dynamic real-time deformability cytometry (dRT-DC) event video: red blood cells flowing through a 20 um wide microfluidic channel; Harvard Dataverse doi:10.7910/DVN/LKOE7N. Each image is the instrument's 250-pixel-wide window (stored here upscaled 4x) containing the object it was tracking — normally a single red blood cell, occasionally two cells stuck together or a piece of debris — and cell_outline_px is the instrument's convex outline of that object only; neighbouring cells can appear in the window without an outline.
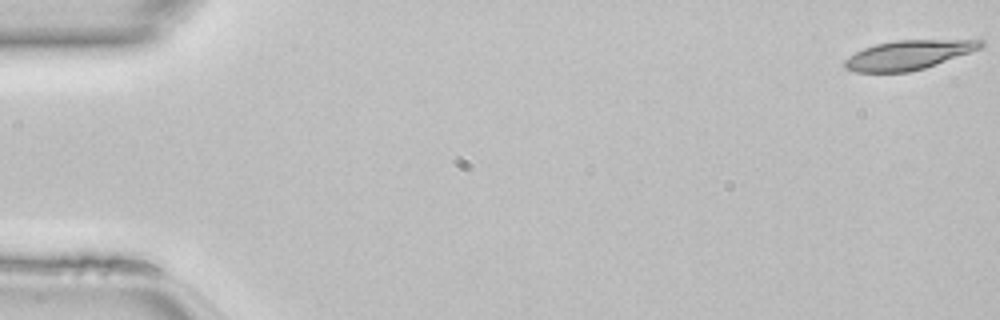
{"species": "common noctule bat (a hibernating species)", "species_latin": "Nyctalus noctula", "temperature_condition": "room temperature", "stored_images_in_passage": 48, "camera_frame_rate_fps": 3000, "um_per_image_px": 0.085, "animal": {"sex": "female", "body_mass_g": 22.7, "forearm_length_mm": 54.2}, "frame": {"image": 1, "passage_image": 1, "time_ms": 0.0, "image_size_px": [1000, 320], "cell_outline_px": [[984, 44], [980, 48], [924, 68], [908, 72], [856, 72], [844, 68], [844, 60], [848, 56], [864, 48], [876, 44], [896, 40], [984, 40]], "centroid_in_image_um": [77.15, 4.67], "position_along_channel_um": 7.8, "area_um2": 22.83}}
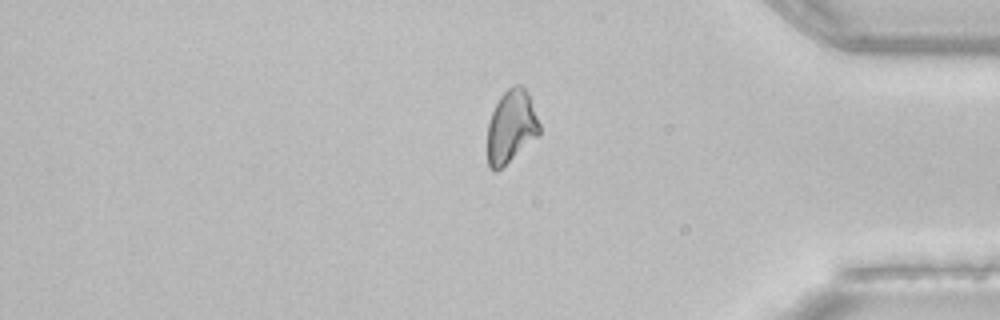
{"frame": {"image": 2, "passage_image": 40, "time_ms": 13.0, "image_size_px": [1000, 320], "cell_outline_px": [[540, 132], [536, 136], [496, 172], [492, 172], [488, 168], [488, 124], [492, 112], [500, 96], [508, 88], [516, 84], [520, 84], [524, 88], [528, 96], [540, 124]], "centroid_in_image_um": [43.41, 10.76], "position_along_channel_um": 391.8, "area_um2": 21.44}}
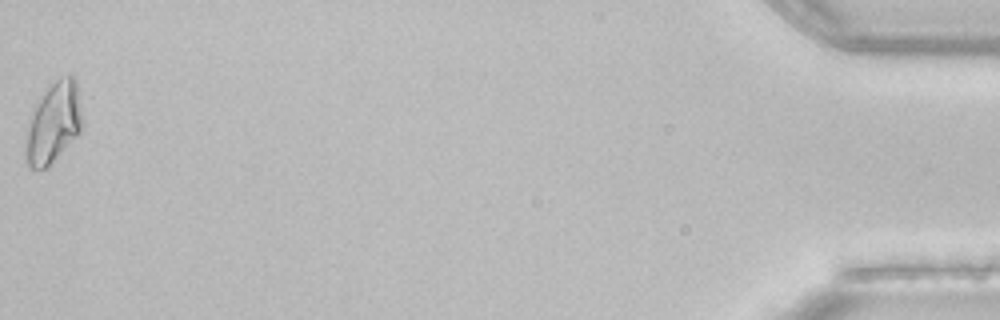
{"frame": {"image": 3, "passage_image": 48, "time_ms": 15.667, "image_size_px": [1000, 320], "cell_outline_px": [[84, 124], [80, 132], [44, 168], [28, 168], [28, 128], [32, 112], [36, 104], [44, 92], [60, 76], [72, 76], [76, 80]], "centroid_in_image_um": [4.61, 10.36], "position_along_channel_um": 430.6, "area_um2": 25.43}}